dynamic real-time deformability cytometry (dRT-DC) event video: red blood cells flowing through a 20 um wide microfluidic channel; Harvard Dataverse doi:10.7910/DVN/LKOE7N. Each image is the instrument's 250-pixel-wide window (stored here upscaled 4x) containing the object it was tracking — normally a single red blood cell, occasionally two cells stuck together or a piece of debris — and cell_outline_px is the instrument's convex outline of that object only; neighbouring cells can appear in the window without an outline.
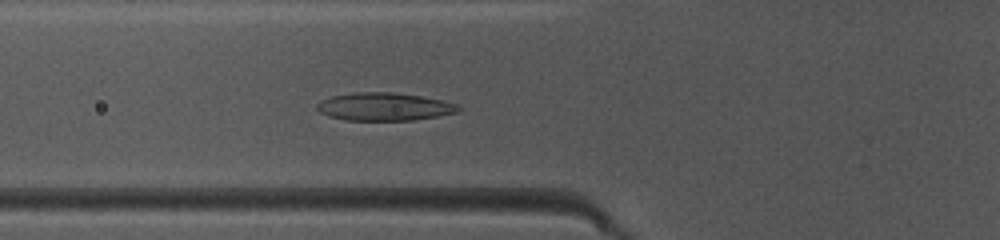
{"species": "common noctule bat (a hibernating species)", "species_latin": "Nyctalus noctula", "temperature_condition": "warm", "stored_images_in_passage": 34, "camera_frame_rate_fps": 3000, "um_per_image_px": 0.085, "animal": {"sex": "female", "body_mass_g": 10.0, "forearm_length_mm": 53.1}, "frame": {"image": 1, "passage_image": 6, "time_ms": 1.667, "image_size_px": [1000, 240], "cell_outline_px": [[460, 108], [456, 112], [440, 116], [412, 120], [344, 120], [328, 116], [320, 112], [316, 108], [316, 104], [320, 100], [332, 96], [356, 92], [392, 92], [420, 96], [440, 100], [456, 104]], "centroid_in_image_um": [32.61, 9.07], "position_along_channel_um": 93.2, "area_um2": 22.89}}
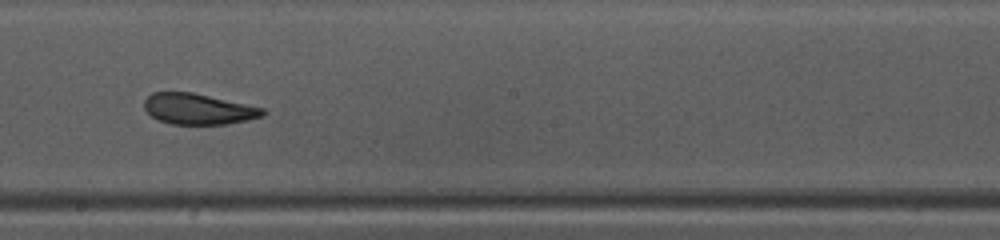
{"frame": {"image": 2, "passage_image": 16, "time_ms": 5.0, "image_size_px": [1000, 240], "cell_outline_px": [[268, 112], [264, 116], [248, 120], [228, 124], [172, 124], [156, 120], [144, 108], [144, 100], [152, 92], [192, 92], [264, 108]], "centroid_in_image_um": [16.87, 9.27], "position_along_channel_um": 231.3, "area_um2": 21.39}}
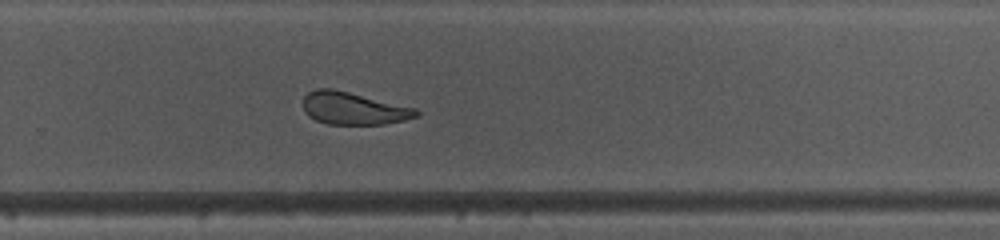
{"frame": {"image": 3, "passage_image": 21, "time_ms": 6.667, "image_size_px": [1000, 240], "cell_outline_px": [[420, 116], [404, 120], [384, 124], [328, 124], [316, 120], [308, 116], [304, 112], [304, 96], [308, 92], [316, 88], [332, 88], [416, 108], [420, 112]], "centroid_in_image_um": [30.05, 9.21], "position_along_channel_um": 299.8, "area_um2": 21.39}, "authors_computed_cell_mechanics": {"area_um2": 22.7154, "velocity_mm_per_s": 4.12, "shape_relaxation_time_tau1_ms": 4.9926, "shape_relaxation_time_tau2_ms": 2.3004, "deformation_change_tau1": 0.1568, "deformation_change_tau2": 0.0928}}